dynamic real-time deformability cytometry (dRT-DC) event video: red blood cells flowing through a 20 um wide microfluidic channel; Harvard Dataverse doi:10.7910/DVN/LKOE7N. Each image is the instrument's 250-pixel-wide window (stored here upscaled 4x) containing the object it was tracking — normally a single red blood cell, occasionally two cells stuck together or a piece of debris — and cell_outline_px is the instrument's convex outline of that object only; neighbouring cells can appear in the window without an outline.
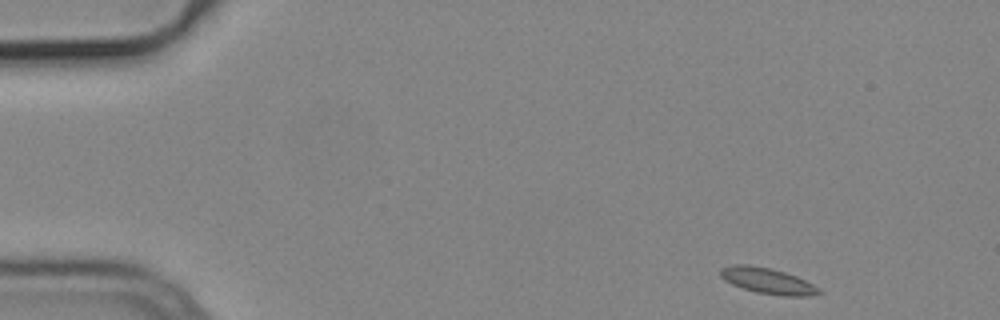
{"species": "common noctule bat (a hibernating species)", "species_latin": "Nyctalus noctula", "temperature_condition": "cold", "stored_images_in_passage": 50, "camera_frame_rate_fps": 3000, "um_per_image_px": 0.085, "animal": {"sex": "male", "body_mass_g": 19.2, "forearm_length_mm": 51.8}, "frame": {"image": 1, "passage_image": 1, "time_ms": 0.0, "image_size_px": [1000, 320], "cell_outline_px": [[824, 292], [812, 296], [784, 296], [756, 292], [732, 284], [720, 276], [720, 268], [732, 264], [748, 264], [772, 268], [796, 276], [820, 288]], "centroid_in_image_um": [65.27, 23.86], "position_along_channel_um": 19.7, "area_um2": 14.91}}
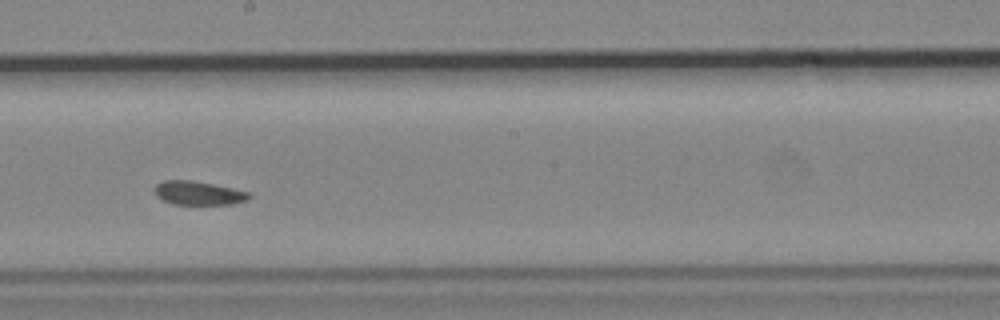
{"frame": {"image": 2, "passage_image": 26, "time_ms": 8.333, "image_size_px": [1000, 320], "cell_outline_px": [[252, 196], [248, 200], [232, 204], [172, 204], [156, 196], [156, 184], [164, 180], [192, 180], [232, 188], [248, 192]], "centroid_in_image_um": [16.88, 16.41], "position_along_channel_um": 231.3, "area_um2": 12.95}}
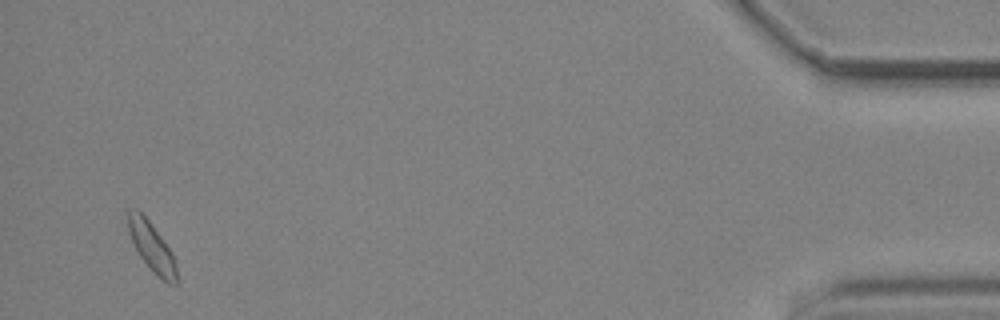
{"frame": {"image": 3, "passage_image": 48, "time_ms": 15.667, "image_size_px": [1000, 320], "cell_outline_px": [[180, 284], [168, 284], [156, 276], [148, 268], [140, 256], [128, 232], [128, 212], [132, 208], [136, 208], [148, 220], [172, 252], [176, 264], [180, 280]], "centroid_in_image_um": [12.95, 21.09], "position_along_channel_um": 422.2, "area_um2": 14.05}, "authors_computed_cell_mechanics": {"area_um2": 13.872, "velocity_mm_per_s": 3.7317, "shape_relaxation_time_tau1_ms": null, "shape_relaxation_time_tau2_ms": 4.0697, "deformation_change_tau1": null, "deformation_change_tau2": 0.0718}}